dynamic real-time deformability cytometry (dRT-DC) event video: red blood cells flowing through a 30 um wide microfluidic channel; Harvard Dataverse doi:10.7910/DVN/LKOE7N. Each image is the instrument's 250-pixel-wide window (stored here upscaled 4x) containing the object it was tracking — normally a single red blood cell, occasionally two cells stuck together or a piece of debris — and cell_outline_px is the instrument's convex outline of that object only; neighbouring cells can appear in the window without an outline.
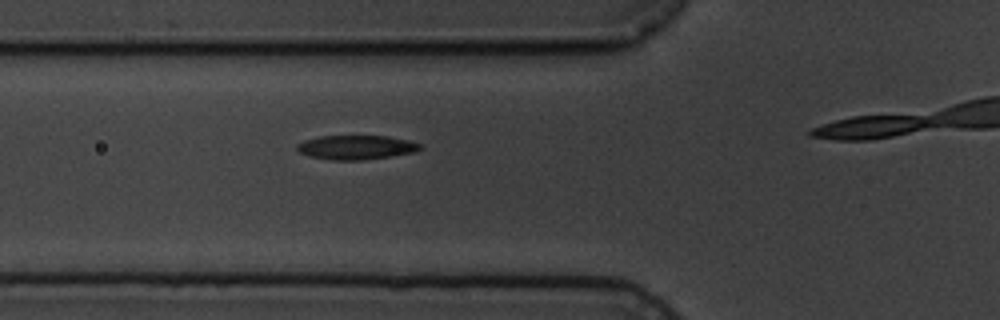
{"species": "common noctule bat (a hibernating species)", "species_latin": "Nyctalus noctula", "temperature_condition": "cold", "stored_images_in_passage": 5, "camera_frame_rate_fps": 3000, "um_per_image_px": 0.085, "animal": {"sex": "male", "body_mass_g": 19.5, "forearm_length_mm": 54.6}, "frame": {"image": 1, "passage_image": 4, "time_ms": 3.333, "image_size_px": [1000, 320], "cell_outline_px": [[424, 148], [416, 152], [360, 160], [332, 160], [308, 156], [300, 152], [296, 148], [296, 144], [304, 140], [320, 136], [388, 136], [408, 140], [420, 144]], "centroid_in_image_um": [30.27, 12.52], "position_along_channel_um": 95.5, "area_um2": 17.34}}